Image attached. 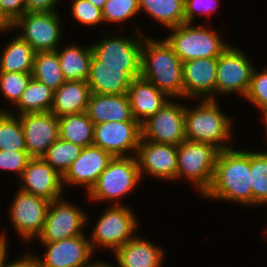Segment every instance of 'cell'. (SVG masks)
<instances>
[{"instance_id":"obj_16","label":"cell","mask_w":267,"mask_h":267,"mask_svg":"<svg viewBox=\"0 0 267 267\" xmlns=\"http://www.w3.org/2000/svg\"><path fill=\"white\" fill-rule=\"evenodd\" d=\"M136 157L141 178L147 175L161 182H176L177 146L141 140Z\"/></svg>"},{"instance_id":"obj_30","label":"cell","mask_w":267,"mask_h":267,"mask_svg":"<svg viewBox=\"0 0 267 267\" xmlns=\"http://www.w3.org/2000/svg\"><path fill=\"white\" fill-rule=\"evenodd\" d=\"M53 100L54 90L32 77L18 103L11 108H16L15 115L48 112L52 108Z\"/></svg>"},{"instance_id":"obj_45","label":"cell","mask_w":267,"mask_h":267,"mask_svg":"<svg viewBox=\"0 0 267 267\" xmlns=\"http://www.w3.org/2000/svg\"><path fill=\"white\" fill-rule=\"evenodd\" d=\"M9 32H13V23L5 16V14L0 9V34H6Z\"/></svg>"},{"instance_id":"obj_31","label":"cell","mask_w":267,"mask_h":267,"mask_svg":"<svg viewBox=\"0 0 267 267\" xmlns=\"http://www.w3.org/2000/svg\"><path fill=\"white\" fill-rule=\"evenodd\" d=\"M32 77L54 91L66 82L56 50L35 52Z\"/></svg>"},{"instance_id":"obj_6","label":"cell","mask_w":267,"mask_h":267,"mask_svg":"<svg viewBox=\"0 0 267 267\" xmlns=\"http://www.w3.org/2000/svg\"><path fill=\"white\" fill-rule=\"evenodd\" d=\"M130 205H108L94 224L89 241L91 249L103 248L114 253L119 247L136 236L139 218Z\"/></svg>"},{"instance_id":"obj_20","label":"cell","mask_w":267,"mask_h":267,"mask_svg":"<svg viewBox=\"0 0 267 267\" xmlns=\"http://www.w3.org/2000/svg\"><path fill=\"white\" fill-rule=\"evenodd\" d=\"M113 156L98 146L90 145L82 149L79 157L63 176V186L84 187L86 193L97 182Z\"/></svg>"},{"instance_id":"obj_4","label":"cell","mask_w":267,"mask_h":267,"mask_svg":"<svg viewBox=\"0 0 267 267\" xmlns=\"http://www.w3.org/2000/svg\"><path fill=\"white\" fill-rule=\"evenodd\" d=\"M141 180L136 155L113 157L97 182L88 193H85L86 198L97 205L102 202H108V205H122L121 201L125 196L139 188Z\"/></svg>"},{"instance_id":"obj_14","label":"cell","mask_w":267,"mask_h":267,"mask_svg":"<svg viewBox=\"0 0 267 267\" xmlns=\"http://www.w3.org/2000/svg\"><path fill=\"white\" fill-rule=\"evenodd\" d=\"M141 138V124L138 121L94 124L93 145L109 152L113 157L135 156Z\"/></svg>"},{"instance_id":"obj_38","label":"cell","mask_w":267,"mask_h":267,"mask_svg":"<svg viewBox=\"0 0 267 267\" xmlns=\"http://www.w3.org/2000/svg\"><path fill=\"white\" fill-rule=\"evenodd\" d=\"M70 9L73 19L86 27L104 24L102 10L88 0H70Z\"/></svg>"},{"instance_id":"obj_40","label":"cell","mask_w":267,"mask_h":267,"mask_svg":"<svg viewBox=\"0 0 267 267\" xmlns=\"http://www.w3.org/2000/svg\"><path fill=\"white\" fill-rule=\"evenodd\" d=\"M220 0H184L185 23H192L196 20V15H203L209 19L213 13H217Z\"/></svg>"},{"instance_id":"obj_27","label":"cell","mask_w":267,"mask_h":267,"mask_svg":"<svg viewBox=\"0 0 267 267\" xmlns=\"http://www.w3.org/2000/svg\"><path fill=\"white\" fill-rule=\"evenodd\" d=\"M1 51L0 72H33L35 51L19 35L10 38Z\"/></svg>"},{"instance_id":"obj_41","label":"cell","mask_w":267,"mask_h":267,"mask_svg":"<svg viewBox=\"0 0 267 267\" xmlns=\"http://www.w3.org/2000/svg\"><path fill=\"white\" fill-rule=\"evenodd\" d=\"M0 9L14 23L27 12L26 0H0Z\"/></svg>"},{"instance_id":"obj_11","label":"cell","mask_w":267,"mask_h":267,"mask_svg":"<svg viewBox=\"0 0 267 267\" xmlns=\"http://www.w3.org/2000/svg\"><path fill=\"white\" fill-rule=\"evenodd\" d=\"M247 53L232 44L218 57L216 71V100L223 95L246 96L254 63ZM218 96V97H217Z\"/></svg>"},{"instance_id":"obj_36","label":"cell","mask_w":267,"mask_h":267,"mask_svg":"<svg viewBox=\"0 0 267 267\" xmlns=\"http://www.w3.org/2000/svg\"><path fill=\"white\" fill-rule=\"evenodd\" d=\"M32 73L0 72V93L14 107L26 90Z\"/></svg>"},{"instance_id":"obj_39","label":"cell","mask_w":267,"mask_h":267,"mask_svg":"<svg viewBox=\"0 0 267 267\" xmlns=\"http://www.w3.org/2000/svg\"><path fill=\"white\" fill-rule=\"evenodd\" d=\"M31 158L28 152L0 150V170L16 173L19 179Z\"/></svg>"},{"instance_id":"obj_23","label":"cell","mask_w":267,"mask_h":267,"mask_svg":"<svg viewBox=\"0 0 267 267\" xmlns=\"http://www.w3.org/2000/svg\"><path fill=\"white\" fill-rule=\"evenodd\" d=\"M136 235L114 253L118 267H163L166 249Z\"/></svg>"},{"instance_id":"obj_43","label":"cell","mask_w":267,"mask_h":267,"mask_svg":"<svg viewBox=\"0 0 267 267\" xmlns=\"http://www.w3.org/2000/svg\"><path fill=\"white\" fill-rule=\"evenodd\" d=\"M2 267H39L38 261L35 257V253H29L28 250L25 254L18 256L17 259L8 261L7 259L3 263Z\"/></svg>"},{"instance_id":"obj_1","label":"cell","mask_w":267,"mask_h":267,"mask_svg":"<svg viewBox=\"0 0 267 267\" xmlns=\"http://www.w3.org/2000/svg\"><path fill=\"white\" fill-rule=\"evenodd\" d=\"M251 185L250 149L234 146L219 151L212 184L201 198L252 207Z\"/></svg>"},{"instance_id":"obj_5","label":"cell","mask_w":267,"mask_h":267,"mask_svg":"<svg viewBox=\"0 0 267 267\" xmlns=\"http://www.w3.org/2000/svg\"><path fill=\"white\" fill-rule=\"evenodd\" d=\"M206 24L194 26V23H184L167 29L170 34L165 39L182 62L218 58L231 45L224 41L219 30L212 25L206 27Z\"/></svg>"},{"instance_id":"obj_44","label":"cell","mask_w":267,"mask_h":267,"mask_svg":"<svg viewBox=\"0 0 267 267\" xmlns=\"http://www.w3.org/2000/svg\"><path fill=\"white\" fill-rule=\"evenodd\" d=\"M4 231H1L0 233V267H2L3 263L6 259L9 257V241L7 240L8 237H6L7 233H3Z\"/></svg>"},{"instance_id":"obj_9","label":"cell","mask_w":267,"mask_h":267,"mask_svg":"<svg viewBox=\"0 0 267 267\" xmlns=\"http://www.w3.org/2000/svg\"><path fill=\"white\" fill-rule=\"evenodd\" d=\"M89 213L72 201L61 197L53 200L48 208L44 227L36 242H57L63 239L84 235V228L89 223Z\"/></svg>"},{"instance_id":"obj_17","label":"cell","mask_w":267,"mask_h":267,"mask_svg":"<svg viewBox=\"0 0 267 267\" xmlns=\"http://www.w3.org/2000/svg\"><path fill=\"white\" fill-rule=\"evenodd\" d=\"M18 189L50 202L64 197L66 191L63 186V177L42 157L29 160L19 178Z\"/></svg>"},{"instance_id":"obj_13","label":"cell","mask_w":267,"mask_h":267,"mask_svg":"<svg viewBox=\"0 0 267 267\" xmlns=\"http://www.w3.org/2000/svg\"><path fill=\"white\" fill-rule=\"evenodd\" d=\"M179 100L171 99L158 112L141 124V140L175 146L186 140L185 104H182Z\"/></svg>"},{"instance_id":"obj_22","label":"cell","mask_w":267,"mask_h":267,"mask_svg":"<svg viewBox=\"0 0 267 267\" xmlns=\"http://www.w3.org/2000/svg\"><path fill=\"white\" fill-rule=\"evenodd\" d=\"M127 95L132 115L140 124L171 100L166 93L141 76L132 79Z\"/></svg>"},{"instance_id":"obj_12","label":"cell","mask_w":267,"mask_h":267,"mask_svg":"<svg viewBox=\"0 0 267 267\" xmlns=\"http://www.w3.org/2000/svg\"><path fill=\"white\" fill-rule=\"evenodd\" d=\"M15 192L7 213L19 239L29 243L41 233L51 202L20 189Z\"/></svg>"},{"instance_id":"obj_7","label":"cell","mask_w":267,"mask_h":267,"mask_svg":"<svg viewBox=\"0 0 267 267\" xmlns=\"http://www.w3.org/2000/svg\"><path fill=\"white\" fill-rule=\"evenodd\" d=\"M219 151L209 143L184 140L177 146L176 180L186 179L203 196L212 184Z\"/></svg>"},{"instance_id":"obj_19","label":"cell","mask_w":267,"mask_h":267,"mask_svg":"<svg viewBox=\"0 0 267 267\" xmlns=\"http://www.w3.org/2000/svg\"><path fill=\"white\" fill-rule=\"evenodd\" d=\"M217 61L218 58H203L182 62L184 99L216 100Z\"/></svg>"},{"instance_id":"obj_47","label":"cell","mask_w":267,"mask_h":267,"mask_svg":"<svg viewBox=\"0 0 267 267\" xmlns=\"http://www.w3.org/2000/svg\"><path fill=\"white\" fill-rule=\"evenodd\" d=\"M88 1H90L93 5L100 8L101 10L104 8L105 3L107 2V0H88Z\"/></svg>"},{"instance_id":"obj_15","label":"cell","mask_w":267,"mask_h":267,"mask_svg":"<svg viewBox=\"0 0 267 267\" xmlns=\"http://www.w3.org/2000/svg\"><path fill=\"white\" fill-rule=\"evenodd\" d=\"M40 243L45 251L42 258L38 254L35 255L39 267H84L95 256L86 233L57 242Z\"/></svg>"},{"instance_id":"obj_48","label":"cell","mask_w":267,"mask_h":267,"mask_svg":"<svg viewBox=\"0 0 267 267\" xmlns=\"http://www.w3.org/2000/svg\"><path fill=\"white\" fill-rule=\"evenodd\" d=\"M261 120H262V124L264 125V131H265V135H267V112L262 116V118H261ZM264 121V122H263ZM266 139H267V136L265 137Z\"/></svg>"},{"instance_id":"obj_25","label":"cell","mask_w":267,"mask_h":267,"mask_svg":"<svg viewBox=\"0 0 267 267\" xmlns=\"http://www.w3.org/2000/svg\"><path fill=\"white\" fill-rule=\"evenodd\" d=\"M91 95L87 81H66L54 91L51 112L58 118L74 113L87 112Z\"/></svg>"},{"instance_id":"obj_18","label":"cell","mask_w":267,"mask_h":267,"mask_svg":"<svg viewBox=\"0 0 267 267\" xmlns=\"http://www.w3.org/2000/svg\"><path fill=\"white\" fill-rule=\"evenodd\" d=\"M25 145L32 158L42 157L59 137V119L51 111L18 115Z\"/></svg>"},{"instance_id":"obj_8","label":"cell","mask_w":267,"mask_h":267,"mask_svg":"<svg viewBox=\"0 0 267 267\" xmlns=\"http://www.w3.org/2000/svg\"><path fill=\"white\" fill-rule=\"evenodd\" d=\"M140 26L134 33L125 36L114 31L97 43L91 44L93 54L99 59V66L123 67V71H141V48L146 35ZM114 33V35H113ZM123 35V36H122Z\"/></svg>"},{"instance_id":"obj_24","label":"cell","mask_w":267,"mask_h":267,"mask_svg":"<svg viewBox=\"0 0 267 267\" xmlns=\"http://www.w3.org/2000/svg\"><path fill=\"white\" fill-rule=\"evenodd\" d=\"M87 114L94 124L110 121H137L132 115L127 93L119 95L91 93Z\"/></svg>"},{"instance_id":"obj_28","label":"cell","mask_w":267,"mask_h":267,"mask_svg":"<svg viewBox=\"0 0 267 267\" xmlns=\"http://www.w3.org/2000/svg\"><path fill=\"white\" fill-rule=\"evenodd\" d=\"M139 12L166 29L185 23L184 0H139Z\"/></svg>"},{"instance_id":"obj_37","label":"cell","mask_w":267,"mask_h":267,"mask_svg":"<svg viewBox=\"0 0 267 267\" xmlns=\"http://www.w3.org/2000/svg\"><path fill=\"white\" fill-rule=\"evenodd\" d=\"M261 69L254 68L249 90L243 100L259 109L263 116L267 112V68Z\"/></svg>"},{"instance_id":"obj_29","label":"cell","mask_w":267,"mask_h":267,"mask_svg":"<svg viewBox=\"0 0 267 267\" xmlns=\"http://www.w3.org/2000/svg\"><path fill=\"white\" fill-rule=\"evenodd\" d=\"M59 137L81 147L93 145L94 123L87 112L59 117Z\"/></svg>"},{"instance_id":"obj_32","label":"cell","mask_w":267,"mask_h":267,"mask_svg":"<svg viewBox=\"0 0 267 267\" xmlns=\"http://www.w3.org/2000/svg\"><path fill=\"white\" fill-rule=\"evenodd\" d=\"M0 150L27 152L19 116L4 107L0 108Z\"/></svg>"},{"instance_id":"obj_49","label":"cell","mask_w":267,"mask_h":267,"mask_svg":"<svg viewBox=\"0 0 267 267\" xmlns=\"http://www.w3.org/2000/svg\"><path fill=\"white\" fill-rule=\"evenodd\" d=\"M84 267H91V262L88 265L84 266Z\"/></svg>"},{"instance_id":"obj_3","label":"cell","mask_w":267,"mask_h":267,"mask_svg":"<svg viewBox=\"0 0 267 267\" xmlns=\"http://www.w3.org/2000/svg\"><path fill=\"white\" fill-rule=\"evenodd\" d=\"M218 101L202 99L194 100L196 106L185 104L186 140L209 143L220 151L234 147L231 143L235 128L233 118L222 112Z\"/></svg>"},{"instance_id":"obj_26","label":"cell","mask_w":267,"mask_h":267,"mask_svg":"<svg viewBox=\"0 0 267 267\" xmlns=\"http://www.w3.org/2000/svg\"><path fill=\"white\" fill-rule=\"evenodd\" d=\"M88 46L70 43L56 50L66 81H87L93 56L91 44Z\"/></svg>"},{"instance_id":"obj_33","label":"cell","mask_w":267,"mask_h":267,"mask_svg":"<svg viewBox=\"0 0 267 267\" xmlns=\"http://www.w3.org/2000/svg\"><path fill=\"white\" fill-rule=\"evenodd\" d=\"M252 207L267 205V150H250Z\"/></svg>"},{"instance_id":"obj_10","label":"cell","mask_w":267,"mask_h":267,"mask_svg":"<svg viewBox=\"0 0 267 267\" xmlns=\"http://www.w3.org/2000/svg\"><path fill=\"white\" fill-rule=\"evenodd\" d=\"M60 16L58 12H26L13 23V31L19 29L18 35L35 52L54 51L65 40Z\"/></svg>"},{"instance_id":"obj_46","label":"cell","mask_w":267,"mask_h":267,"mask_svg":"<svg viewBox=\"0 0 267 267\" xmlns=\"http://www.w3.org/2000/svg\"><path fill=\"white\" fill-rule=\"evenodd\" d=\"M100 259H96L95 261H91V267H117L116 264L115 265H112V264H109L107 263L106 261L103 262V261H99Z\"/></svg>"},{"instance_id":"obj_21","label":"cell","mask_w":267,"mask_h":267,"mask_svg":"<svg viewBox=\"0 0 267 267\" xmlns=\"http://www.w3.org/2000/svg\"><path fill=\"white\" fill-rule=\"evenodd\" d=\"M140 74L141 71H123V67L99 66V59L93 54L87 82L91 93L126 94L132 79Z\"/></svg>"},{"instance_id":"obj_42","label":"cell","mask_w":267,"mask_h":267,"mask_svg":"<svg viewBox=\"0 0 267 267\" xmlns=\"http://www.w3.org/2000/svg\"><path fill=\"white\" fill-rule=\"evenodd\" d=\"M60 1L62 0H26V10L27 12H59L56 7Z\"/></svg>"},{"instance_id":"obj_35","label":"cell","mask_w":267,"mask_h":267,"mask_svg":"<svg viewBox=\"0 0 267 267\" xmlns=\"http://www.w3.org/2000/svg\"><path fill=\"white\" fill-rule=\"evenodd\" d=\"M138 14L140 15L139 0H107L102 9L104 24L111 23V26L131 22Z\"/></svg>"},{"instance_id":"obj_2","label":"cell","mask_w":267,"mask_h":267,"mask_svg":"<svg viewBox=\"0 0 267 267\" xmlns=\"http://www.w3.org/2000/svg\"><path fill=\"white\" fill-rule=\"evenodd\" d=\"M140 76L171 99H184L182 61L165 38L144 36Z\"/></svg>"},{"instance_id":"obj_34","label":"cell","mask_w":267,"mask_h":267,"mask_svg":"<svg viewBox=\"0 0 267 267\" xmlns=\"http://www.w3.org/2000/svg\"><path fill=\"white\" fill-rule=\"evenodd\" d=\"M83 147L59 138L48 149L42 158L62 177L79 157Z\"/></svg>"}]
</instances>
